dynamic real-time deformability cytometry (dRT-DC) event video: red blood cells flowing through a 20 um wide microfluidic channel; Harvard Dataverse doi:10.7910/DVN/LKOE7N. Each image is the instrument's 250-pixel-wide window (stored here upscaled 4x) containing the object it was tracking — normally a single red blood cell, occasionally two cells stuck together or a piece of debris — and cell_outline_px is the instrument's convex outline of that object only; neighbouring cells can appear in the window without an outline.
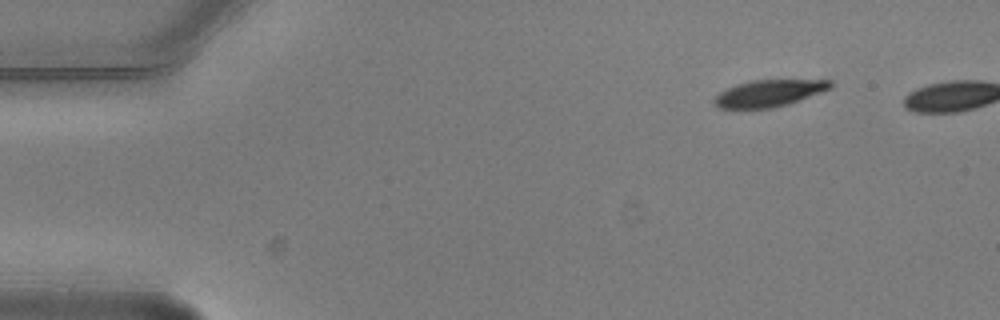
{"species": "common noctule bat (a hibernating species)", "species_latin": "Nyctalus noctula", "temperature_condition": "warm", "stored_images_in_passage": 6, "segment_of_instrument_passage": [1, 2], "camera_frame_rate_fps": 3000, "um_per_image_px": 0.085, "animal": {"sex": "male", "body_mass_g": 20.5, "forearm_length_mm": 52.5}, "frame": {"image": 1, "passage_image": 1, "time_ms": 0.0, "image_size_px": [1000, 320], "cell_outline_px": [[832, 88], [788, 104], [772, 108], [720, 108], [712, 100], [720, 92], [736, 84], [752, 80], [832, 80]], "centroid_in_image_um": [65.37, 7.92], "position_along_channel_um": 19.6, "area_um2": 17.92}}
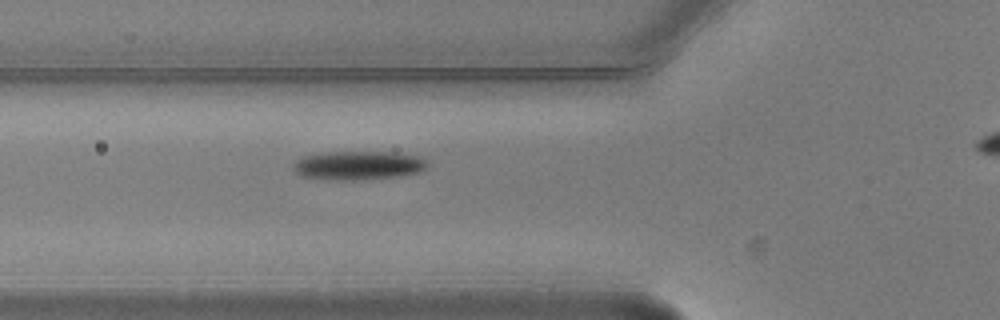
{"frame": {"image": 2, "passage_image": 5, "time_ms": 1.333, "image_size_px": [1000, 320], "cell_outline_px": [[428, 168], [424, 172], [400, 176], [356, 180], [348, 180], [300, 176], [292, 168], [292, 164], [296, 160], [304, 156], [324, 152], [392, 152], [420, 156], [428, 160]], "centroid_in_image_um": [30.53, 14.05], "position_along_channel_um": 95.3, "area_um2": 22.72}}